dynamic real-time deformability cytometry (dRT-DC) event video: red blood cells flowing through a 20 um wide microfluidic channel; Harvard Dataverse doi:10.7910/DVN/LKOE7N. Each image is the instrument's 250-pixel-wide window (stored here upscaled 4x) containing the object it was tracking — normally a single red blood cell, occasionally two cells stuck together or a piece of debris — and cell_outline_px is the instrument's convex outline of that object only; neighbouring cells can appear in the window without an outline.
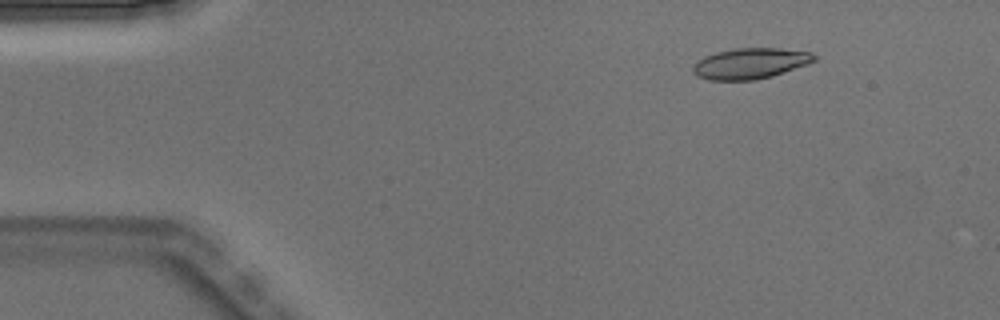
{"species": "Egyptian fruit bat (a non-hibernating species)", "species_latin": "Rousettus aegyptiacus", "temperature_condition": "warm", "stored_images_in_passage": 5, "camera_frame_rate_fps": 3000, "um_per_image_px": 0.085, "animal": {"sex": "male"}, "frame": {"image": 1, "passage_image": 2, "time_ms": 0.333, "image_size_px": [1000, 320], "cell_outline_px": [[816, 60], [808, 64], [772, 76], [756, 80], [708, 80], [696, 76], [692, 72], [692, 64], [704, 56], [716, 52], [732, 48], [780, 48], [812, 52], [816, 56]], "centroid_in_image_um": [63.75, 5.39], "position_along_channel_um": 21.3, "area_um2": 22.02}}